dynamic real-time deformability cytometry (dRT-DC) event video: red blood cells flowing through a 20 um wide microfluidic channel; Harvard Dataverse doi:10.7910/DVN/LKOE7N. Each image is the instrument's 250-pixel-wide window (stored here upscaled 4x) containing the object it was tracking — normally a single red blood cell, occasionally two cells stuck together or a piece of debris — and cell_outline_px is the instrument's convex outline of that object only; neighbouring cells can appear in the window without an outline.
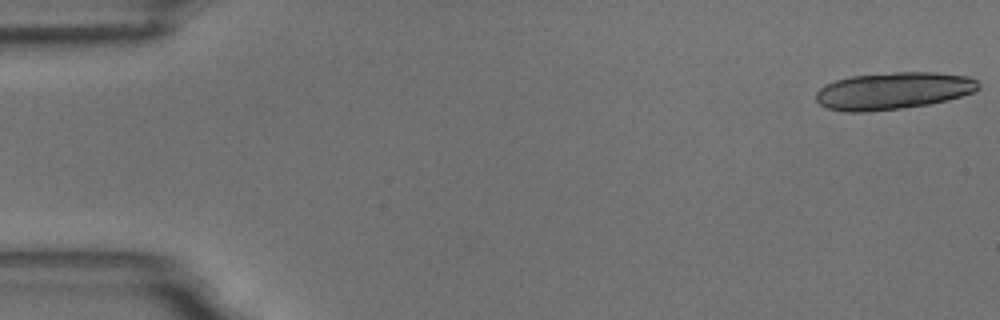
{"species": "common noctule bat (a hibernating species)", "species_latin": "Nyctalus noctula", "temperature_condition": "room temperature", "stored_images_in_passage": 10, "camera_frame_rate_fps": 3000, "um_per_image_px": 0.085, "animal": {"sex": "male", "body_mass_g": 18.8}, "frame": {"image": 1, "passage_image": 1, "time_ms": 0.0, "image_size_px": [1000, 320], "cell_outline_px": [[980, 88], [976, 92], [948, 100], [928, 104], [900, 108], [868, 112], [844, 112], [828, 108], [820, 104], [816, 100], [816, 92], [824, 84], [836, 80], [852, 76], [896, 72], [936, 72], [968, 76], [976, 80], [980, 84]], "centroid_in_image_um": [75.94, 7.72], "position_along_channel_um": 9.1, "area_um2": 35.32}}